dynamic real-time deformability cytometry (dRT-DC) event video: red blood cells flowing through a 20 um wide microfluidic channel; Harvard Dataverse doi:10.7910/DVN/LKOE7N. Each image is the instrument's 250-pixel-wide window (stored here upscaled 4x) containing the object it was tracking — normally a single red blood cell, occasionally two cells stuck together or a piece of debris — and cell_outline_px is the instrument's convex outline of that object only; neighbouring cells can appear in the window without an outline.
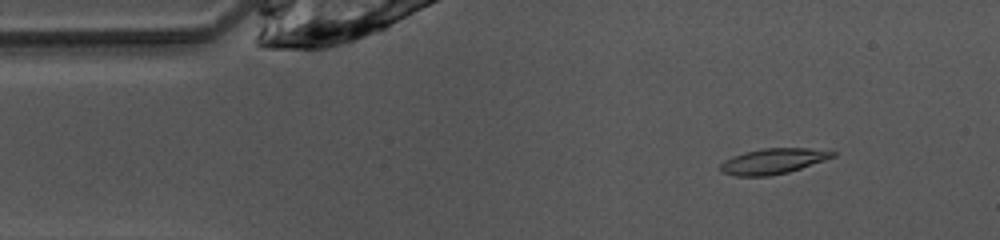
{"species": "common noctule bat (a hibernating species)", "species_latin": "Nyctalus noctula", "temperature_condition": "warm", "stored_images_in_passage": 44, "camera_frame_rate_fps": 3000, "um_per_image_px": 0.085, "animal": {"sex": "female", "body_mass_g": 10.0, "forearm_length_mm": 53.1}, "frame": {"image": 1, "passage_image": 5, "time_ms": 1.333, "image_size_px": [1000, 240], "cell_outline_px": [[836, 156], [788, 172], [768, 176], [736, 176], [720, 172], [720, 164], [724, 160], [732, 156], [744, 152], [764, 148], [808, 148], [836, 152]], "centroid_in_image_um": [65.66, 13.7], "position_along_channel_um": 19.3, "area_um2": 16.59}}
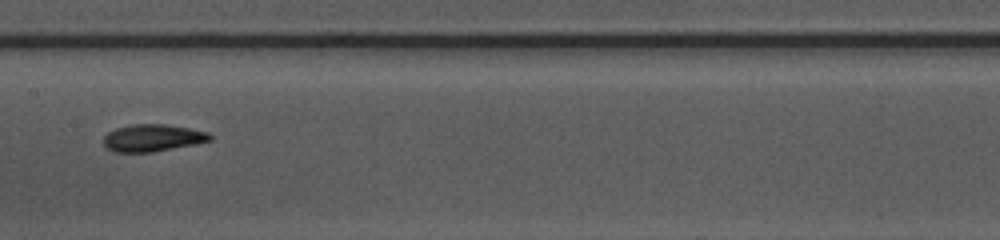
{"frame": {"image": 2, "passage_image": 22, "time_ms": 7.0, "image_size_px": [1000, 240], "cell_outline_px": [[212, 140], [196, 144], [152, 152], [112, 152], [104, 144], [104, 136], [108, 132], [116, 128], [132, 124], [164, 124], [188, 128], [208, 132], [212, 136]], "centroid_in_image_um": [12.97, 11.72], "position_along_channel_um": 194.4, "area_um2": 16.82}}
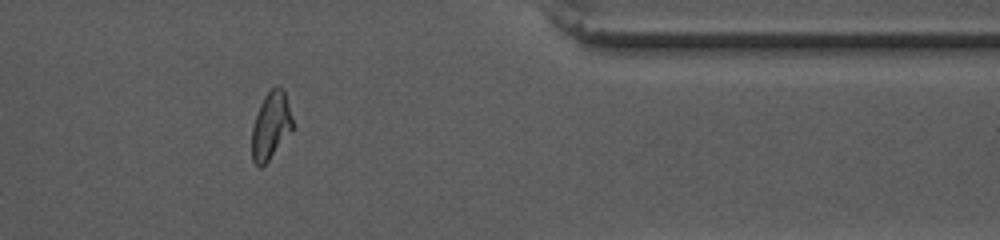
{"frame": {"image": 3, "passage_image": 38, "time_ms": 12.333, "image_size_px": [1000, 240], "cell_outline_px": [[292, 128], [268, 160], [260, 168], [252, 160], [252, 124], [260, 104], [264, 96], [276, 84], [284, 88], [292, 120]], "centroid_in_image_um": [22.99, 10.63], "position_along_channel_um": 388.4, "area_um2": 15.66}}